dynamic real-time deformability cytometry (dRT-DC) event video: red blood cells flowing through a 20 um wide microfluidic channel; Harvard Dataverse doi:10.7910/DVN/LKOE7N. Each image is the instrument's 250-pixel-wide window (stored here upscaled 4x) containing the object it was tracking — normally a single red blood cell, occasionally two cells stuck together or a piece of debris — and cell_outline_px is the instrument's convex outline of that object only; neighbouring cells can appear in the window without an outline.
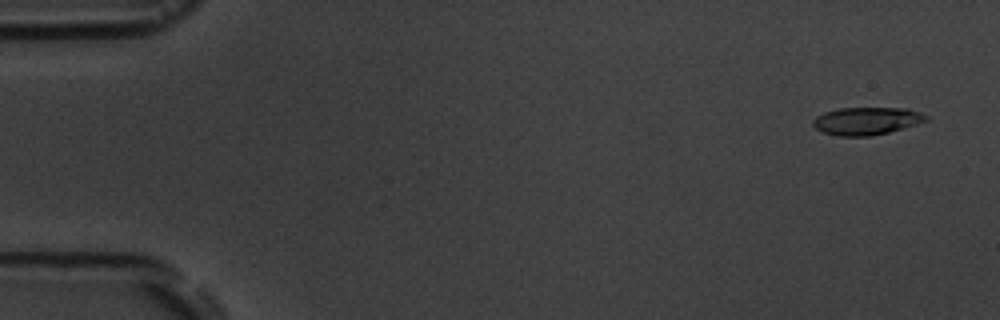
{"species": "common noctule bat (a hibernating species)", "species_latin": "Nyctalus noctula", "temperature_condition": "room temperature", "stored_images_in_passage": 6, "camera_frame_rate_fps": 3000, "um_per_image_px": 0.085, "animal": {"sex": "male", "body_mass_g": 19.5, "forearm_length_mm": 54.6}, "frame": {"image": 1, "passage_image": 1, "time_ms": 0.0, "image_size_px": [1000, 320], "cell_outline_px": [[928, 120], [916, 124], [888, 132], [872, 136], [840, 136], [824, 132], [816, 128], [812, 124], [812, 120], [816, 116], [824, 112], [840, 108], [908, 108], [920, 112], [928, 116]], "centroid_in_image_um": [73.66, 10.27], "position_along_channel_um": 11.3, "area_um2": 18.15}}
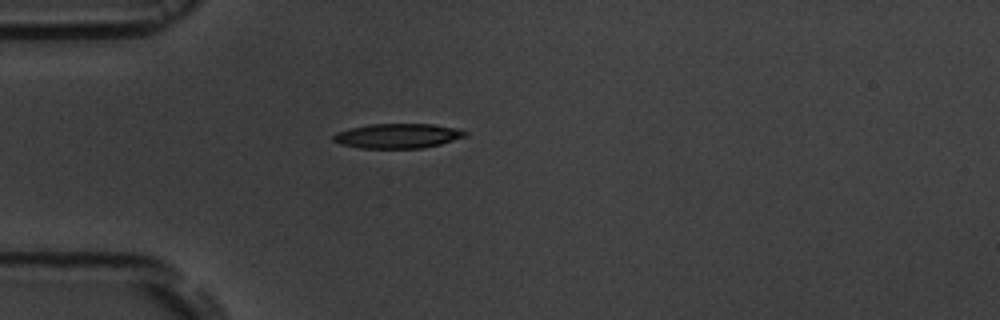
{"frame": {"image": 2, "passage_image": 5, "time_ms": 4.333, "image_size_px": [1000, 320], "cell_outline_px": [[468, 136], [440, 144], [420, 148], [360, 148], [340, 144], [332, 140], [332, 136], [336, 132], [348, 128], [368, 124], [432, 124], [456, 128], [468, 132]], "centroid_in_image_um": [33.78, 11.54], "position_along_channel_um": 51.2, "area_um2": 19.07}}